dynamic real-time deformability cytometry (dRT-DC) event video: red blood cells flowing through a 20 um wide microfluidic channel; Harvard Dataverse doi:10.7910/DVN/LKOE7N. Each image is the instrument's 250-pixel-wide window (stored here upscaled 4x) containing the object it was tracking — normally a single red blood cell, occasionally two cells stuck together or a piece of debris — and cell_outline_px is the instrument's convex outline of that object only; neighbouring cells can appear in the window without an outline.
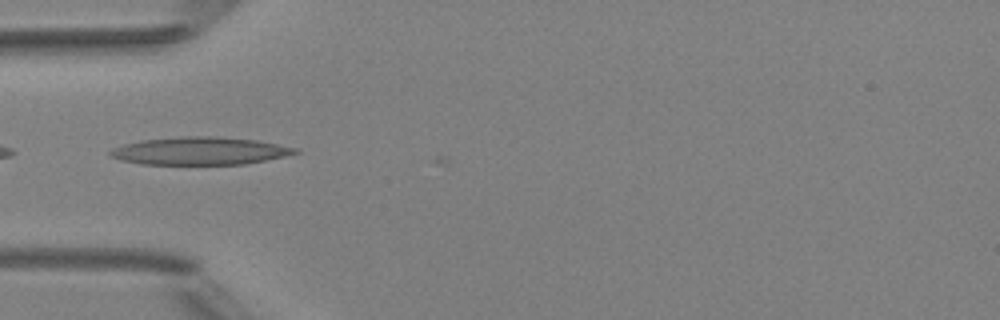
{"species": "Egyptian fruit bat (a non-hibernating species)", "species_latin": "Rousettus aegyptiacus", "temperature_condition": "room temperature", "stored_images_in_passage": 5, "camera_frame_rate_fps": 3000, "um_per_image_px": 0.085, "animal": {"sex": "female"}, "frame": {"image": 1, "passage_image": 5, "time_ms": 4.333, "image_size_px": [1000, 320], "cell_outline_px": [[300, 152], [284, 156], [244, 164], [140, 164], [120, 160], [112, 156], [108, 152], [112, 148], [124, 144], [140, 140], [180, 136], [216, 136], [256, 140], [300, 148]], "centroid_in_image_um": [16.98, 12.82], "position_along_channel_um": 68.0, "area_um2": 29.94}}